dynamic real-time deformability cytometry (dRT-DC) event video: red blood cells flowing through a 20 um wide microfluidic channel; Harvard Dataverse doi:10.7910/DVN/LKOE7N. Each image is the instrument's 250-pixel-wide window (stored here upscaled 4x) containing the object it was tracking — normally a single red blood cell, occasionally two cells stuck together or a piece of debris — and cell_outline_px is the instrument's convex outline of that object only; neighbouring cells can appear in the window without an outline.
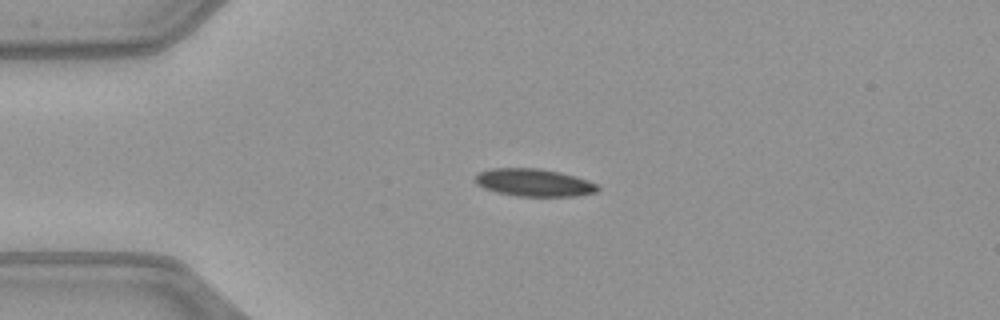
{"species": "common noctule bat (a hibernating species)", "species_latin": "Nyctalus noctula", "temperature_condition": "warm", "stored_images_in_passage": 40, "camera_frame_rate_fps": 3000, "um_per_image_px": 0.085, "animal": {"sex": "female", "body_mass_g": 21.9}, "frame": {"image": 1, "passage_image": 1, "time_ms": 0.0, "image_size_px": [1000, 320], "cell_outline_px": [[600, 188], [596, 192], [576, 196], [516, 196], [496, 192], [484, 188], [476, 184], [476, 176], [480, 172], [492, 168], [540, 168], [560, 172], [588, 180], [596, 184]], "centroid_in_image_um": [45.39, 15.52], "position_along_channel_um": 39.6, "area_um2": 19.65}}
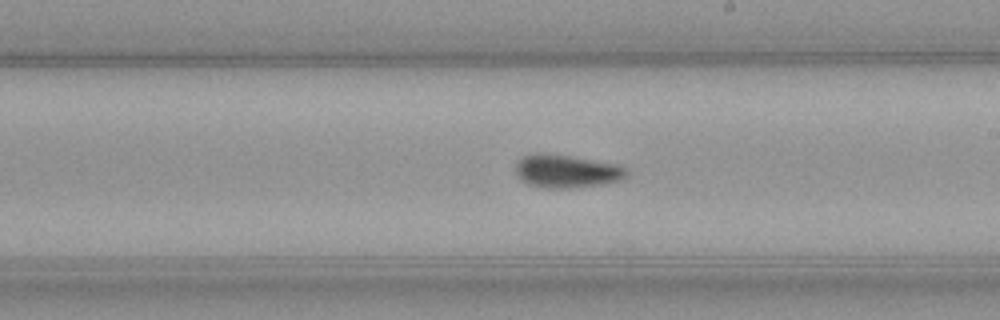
{"frame": {"image": 2, "passage_image": 18, "time_ms": 5.667, "image_size_px": [1000, 320], "cell_outline_px": [[628, 176], [624, 180], [604, 184], [568, 188], [540, 188], [528, 184], [520, 180], [516, 176], [516, 164], [524, 156], [536, 152], [544, 152], [616, 164], [628, 168]], "centroid_in_image_um": [48.17, 14.56], "position_along_channel_um": 240.8, "area_um2": 21.68}}
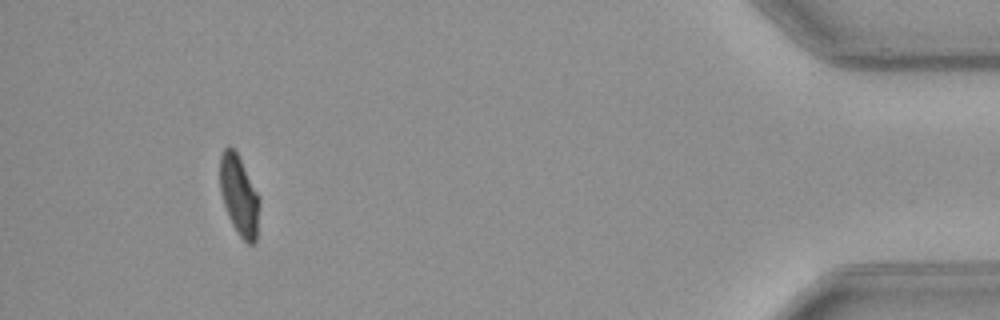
{"frame": {"image": 3, "passage_image": 36, "time_ms": 11.667, "image_size_px": [1000, 320], "cell_outline_px": [[260, 204], [256, 240], [252, 244], [248, 244], [240, 236], [232, 224], [228, 216], [220, 192], [220, 156], [224, 148], [228, 144], [236, 152], [260, 196]], "centroid_in_image_um": [20.33, 16.61], "position_along_channel_um": 414.9, "area_um2": 18.44}, "authors_computed_cell_mechanics": {"area_um2": 20.2589, "velocity_mm_per_s": 4.0604, "shape_relaxation_time_tau1_ms": 5.4412, "shape_relaxation_time_tau2_ms": 2.7955, "deformation_change_tau1": 0.1749, "deformation_change_tau2": 0.0749}}